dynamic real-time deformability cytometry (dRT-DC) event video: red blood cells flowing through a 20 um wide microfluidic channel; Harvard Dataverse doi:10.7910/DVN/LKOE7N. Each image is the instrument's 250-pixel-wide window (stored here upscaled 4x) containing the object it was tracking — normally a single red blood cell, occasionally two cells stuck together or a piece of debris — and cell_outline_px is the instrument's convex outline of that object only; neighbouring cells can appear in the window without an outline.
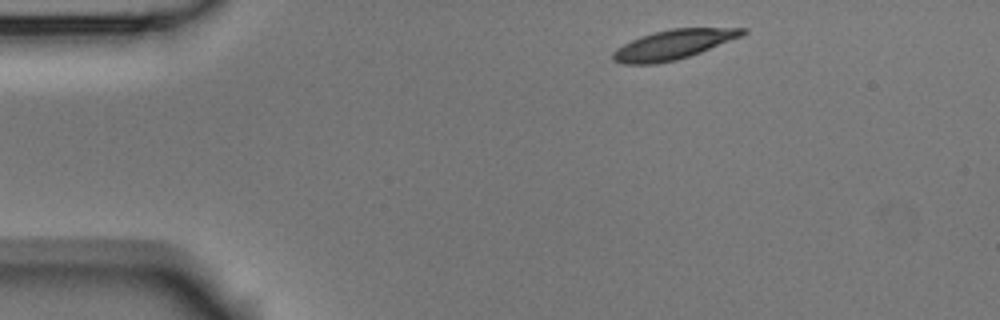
{"species": "Egyptian fruit bat (a non-hibernating species)", "species_latin": "Rousettus aegyptiacus", "temperature_condition": "room temperature", "stored_images_in_passage": 2, "camera_frame_rate_fps": 3000, "um_per_image_px": 0.085, "animal": {"sex": "male"}, "frame": {"image": 1, "passage_image": 1, "time_ms": 0.0, "image_size_px": [1000, 320], "cell_outline_px": [[748, 32], [740, 36], [700, 52], [676, 60], [656, 64], [624, 64], [612, 60], [612, 52], [616, 48], [640, 36], [672, 28], [748, 28]], "centroid_in_image_um": [57.19, 3.79], "position_along_channel_um": 27.8, "area_um2": 22.02}}